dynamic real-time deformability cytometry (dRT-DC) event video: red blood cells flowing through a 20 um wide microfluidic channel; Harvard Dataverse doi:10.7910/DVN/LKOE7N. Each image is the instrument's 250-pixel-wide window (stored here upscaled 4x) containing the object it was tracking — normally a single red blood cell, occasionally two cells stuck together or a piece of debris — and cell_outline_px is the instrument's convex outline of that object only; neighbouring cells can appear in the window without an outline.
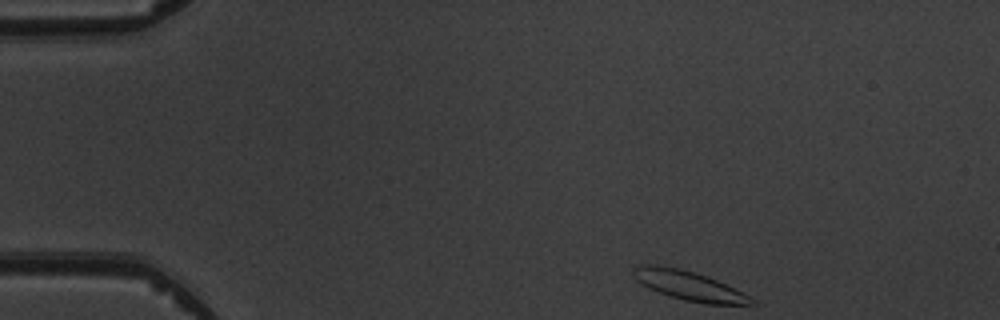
{"species": "common noctule bat (a hibernating species)", "species_latin": "Nyctalus noctula", "temperature_condition": "warm", "stored_images_in_passage": 3, "camera_frame_rate_fps": 3000, "um_per_image_px": 0.085, "animal": {"sex": "male", "body_mass_g": 19.5, "forearm_length_mm": 54.6}, "frame": {"image": 1, "passage_image": 1, "time_ms": 0.0, "image_size_px": [1000, 320], "cell_outline_px": [[756, 304], [704, 304], [684, 300], [668, 296], [648, 288], [636, 280], [632, 272], [632, 268], [636, 264], [656, 264], [680, 268], [696, 272], [708, 276], [756, 300]], "centroid_in_image_um": [58.47, 24.26], "position_along_channel_um": 26.5, "area_um2": 20.29}}